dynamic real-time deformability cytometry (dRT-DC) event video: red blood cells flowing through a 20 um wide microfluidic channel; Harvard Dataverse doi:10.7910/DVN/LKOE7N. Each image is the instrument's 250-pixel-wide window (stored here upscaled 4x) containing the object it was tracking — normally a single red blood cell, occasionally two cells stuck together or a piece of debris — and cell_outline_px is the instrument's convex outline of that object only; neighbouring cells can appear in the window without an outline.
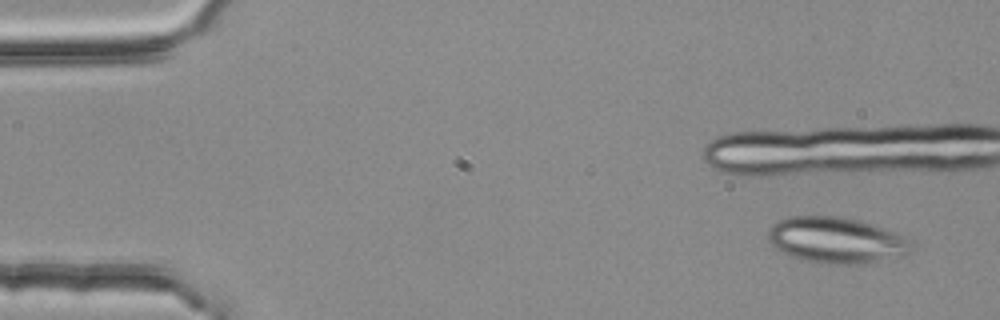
{"species": "common noctule bat (a hibernating species)", "species_latin": "Nyctalus noctula", "temperature_condition": "room temperature", "stored_images_in_passage": 6, "camera_frame_rate_fps": 3000, "um_per_image_px": 0.085, "animal": {"sex": "female", "body_mass_g": 25.1}, "frame": {"image": 1, "passage_image": 1, "time_ms": 0.0, "image_size_px": [1000, 320], "cell_outline_px": [[912, 252], [876, 260], [856, 264], [828, 264], [804, 260], [792, 256], [776, 248], [768, 240], [768, 228], [772, 224], [788, 216], [840, 216], [860, 220], [896, 232], [912, 240]], "centroid_in_image_um": [71.07, 20.39], "position_along_channel_um": 13.9, "area_um2": 38.21}}